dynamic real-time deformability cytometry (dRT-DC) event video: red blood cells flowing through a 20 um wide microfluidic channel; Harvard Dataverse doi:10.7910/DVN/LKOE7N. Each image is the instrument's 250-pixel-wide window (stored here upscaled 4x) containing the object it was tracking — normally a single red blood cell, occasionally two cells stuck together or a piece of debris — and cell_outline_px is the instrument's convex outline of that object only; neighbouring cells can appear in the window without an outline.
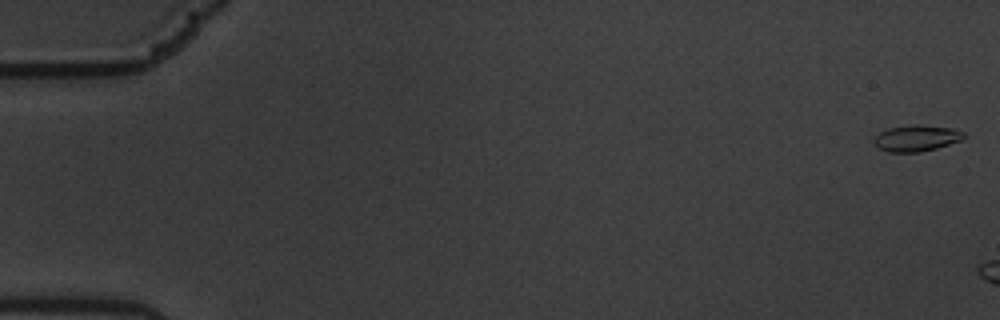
{"species": "common noctule bat (a hibernating species)", "species_latin": "Nyctalus noctula", "temperature_condition": "warm", "stored_images_in_passage": 6, "camera_frame_rate_fps": 3000, "um_per_image_px": 0.085, "animal": {"sex": "male", "body_mass_g": 19.5, "forearm_length_mm": 54.6}, "frame": {"image": 1, "passage_image": 1, "time_ms": 0.0, "image_size_px": [1000, 320], "cell_outline_px": [[964, 136], [960, 140], [936, 148], [920, 152], [888, 152], [880, 148], [872, 140], [880, 132], [888, 128], [916, 124], [920, 124], [952, 128], [964, 132]], "centroid_in_image_um": [77.88, 11.73], "position_along_channel_um": 7.1, "area_um2": 13.58}}